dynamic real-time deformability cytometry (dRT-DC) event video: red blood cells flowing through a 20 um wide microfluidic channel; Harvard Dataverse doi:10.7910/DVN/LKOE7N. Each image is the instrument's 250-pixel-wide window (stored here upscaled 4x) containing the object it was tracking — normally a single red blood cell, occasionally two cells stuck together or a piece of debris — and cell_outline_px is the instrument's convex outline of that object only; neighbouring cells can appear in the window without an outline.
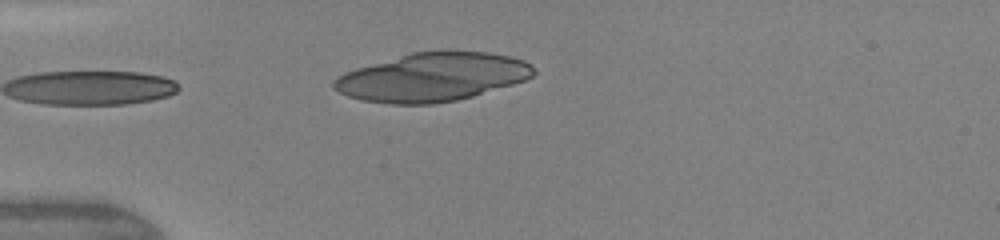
{"species": "human", "species_latin": "Homo sapiens", "temperature_condition": "warm", "stored_images_in_passage": 5, "camera_frame_rate_fps": 3000, "um_per_image_px": 0.085, "donor": {"sex": "female"}, "frame": {"image": 1, "passage_image": 5, "time_ms": 3.333, "image_size_px": [1000, 240], "cell_outline_px": [[536, 72], [532, 76], [524, 80], [512, 84], [472, 96], [456, 100], [432, 104], [388, 104], [360, 100], [348, 96], [332, 88], [332, 80], [336, 76], [344, 72], [356, 68], [412, 52], [448, 48], [488, 52], [512, 56], [524, 60]], "centroid_in_image_um": [36.72, 6.52], "position_along_channel_um": 48.3, "area_um2": 57.16}}